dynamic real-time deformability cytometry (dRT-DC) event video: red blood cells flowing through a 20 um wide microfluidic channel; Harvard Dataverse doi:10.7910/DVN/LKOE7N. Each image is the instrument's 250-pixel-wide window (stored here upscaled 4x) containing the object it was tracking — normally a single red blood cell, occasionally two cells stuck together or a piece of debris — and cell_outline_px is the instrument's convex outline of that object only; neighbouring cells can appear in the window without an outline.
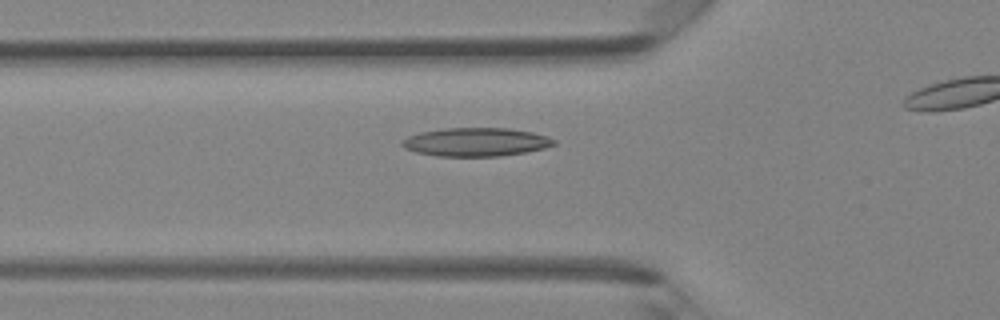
{"species": "Egyptian fruit bat (a non-hibernating species)", "species_latin": "Rousettus aegyptiacus", "temperature_condition": "room temperature", "stored_images_in_passage": 35, "camera_frame_rate_fps": 3000, "um_per_image_px": 0.085, "animal": {"sex": "female"}, "frame": {"image": 1, "passage_image": 15, "time_ms": 4.667, "image_size_px": [1000, 320], "cell_outline_px": [[556, 144], [544, 148], [524, 152], [500, 156], [436, 156], [416, 152], [404, 148], [400, 144], [408, 136], [420, 132], [444, 128], [508, 128], [532, 132], [556, 140]], "centroid_in_image_um": [40.43, 12.07], "position_along_channel_um": 85.4, "area_um2": 25.09}}
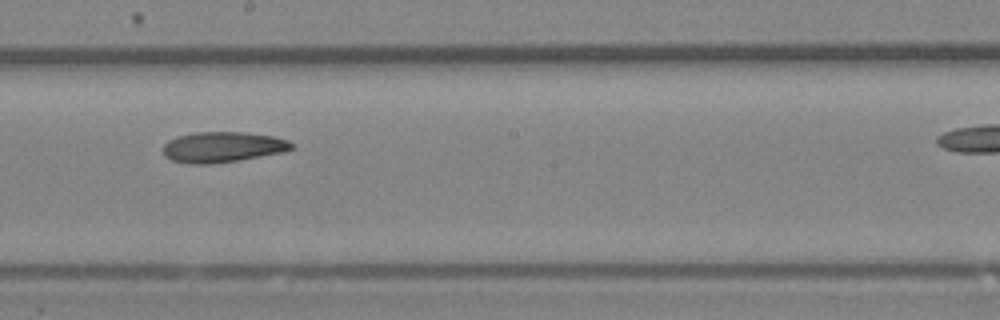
{"frame": {"image": 2, "passage_image": 24, "time_ms": 7.667, "image_size_px": [1000, 320], "cell_outline_px": [[296, 148], [284, 152], [212, 164], [188, 164], [172, 160], [164, 156], [164, 144], [168, 140], [176, 136], [196, 132], [240, 132], [276, 136], [288, 140]], "centroid_in_image_um": [18.92, 12.49], "position_along_channel_um": 229.3, "area_um2": 22.95}}
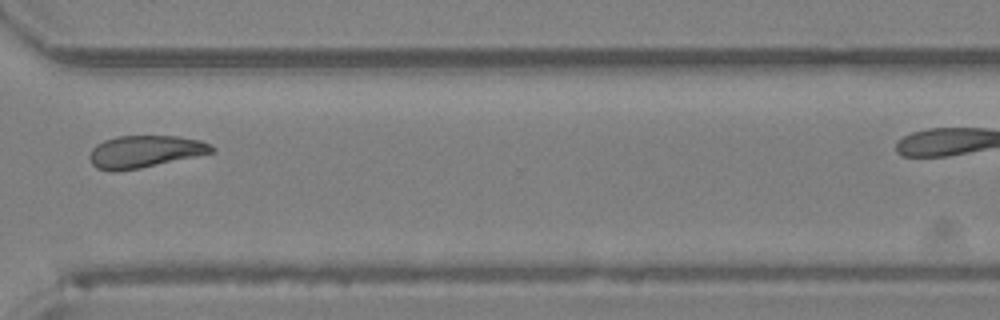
{"frame": {"image": 3, "passage_image": 32, "time_ms": 10.333, "image_size_px": [1000, 320], "cell_outline_px": [[216, 148], [212, 152], [140, 168], [116, 172], [112, 172], [96, 168], [92, 164], [88, 156], [92, 148], [96, 144], [104, 140], [116, 136], [180, 136], [200, 140]], "centroid_in_image_um": [12.24, 12.88], "position_along_channel_um": 358.4, "area_um2": 22.83}}